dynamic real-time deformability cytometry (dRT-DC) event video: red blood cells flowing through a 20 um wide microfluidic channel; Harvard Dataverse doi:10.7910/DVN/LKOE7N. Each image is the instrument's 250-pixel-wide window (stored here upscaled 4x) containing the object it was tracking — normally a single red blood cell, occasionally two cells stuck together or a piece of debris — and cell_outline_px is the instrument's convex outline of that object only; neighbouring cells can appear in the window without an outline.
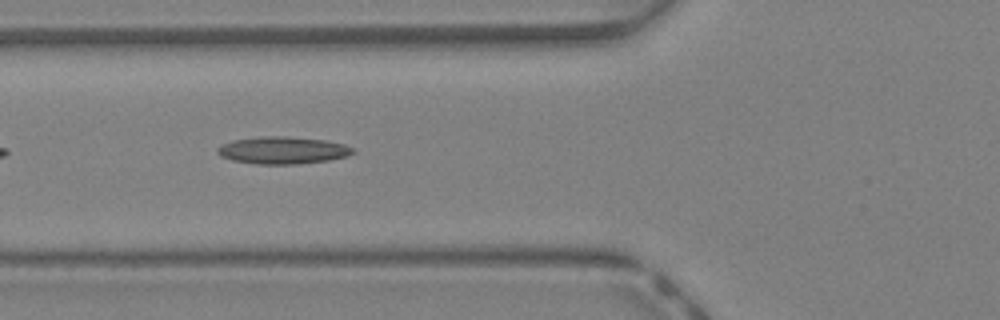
{"species": "Egyptian fruit bat (a non-hibernating species)", "species_latin": "Rousettus aegyptiacus", "temperature_condition": "warm", "stored_images_in_passage": 31, "camera_frame_rate_fps": 3000, "um_per_image_px": 0.085, "animal": {"sex": "female"}, "frame": {"image": 1, "passage_image": 4, "time_ms": 1.0, "image_size_px": [1000, 320], "cell_outline_px": [[356, 152], [348, 156], [328, 160], [296, 164], [256, 164], [232, 160], [220, 156], [216, 152], [216, 148], [232, 140], [260, 136], [288, 136], [324, 140], [344, 144], [352, 148]], "centroid_in_image_um": [24.02, 12.77], "position_along_channel_um": 101.8, "area_um2": 21.56}}
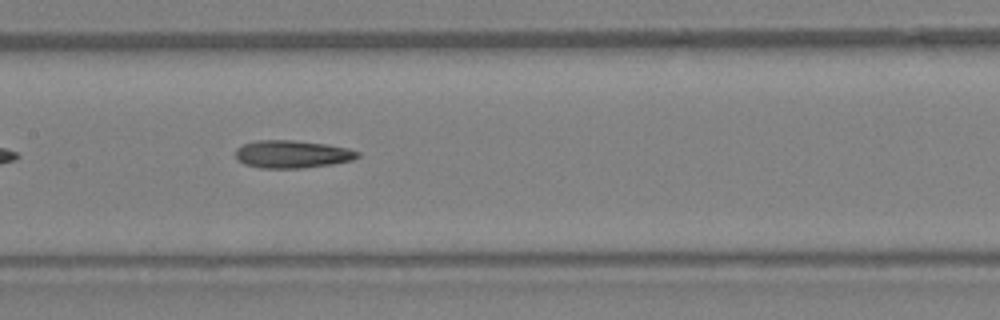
{"frame": {"image": 2, "passage_image": 9, "time_ms": 2.667, "image_size_px": [1000, 320], "cell_outline_px": [[360, 156], [352, 160], [332, 164], [304, 168], [260, 168], [244, 164], [236, 160], [236, 148], [244, 144], [260, 140], [292, 140], [324, 144], [348, 148], [360, 152]], "centroid_in_image_um": [24.83, 13.11], "position_along_channel_um": 182.6, "area_um2": 19.71}}
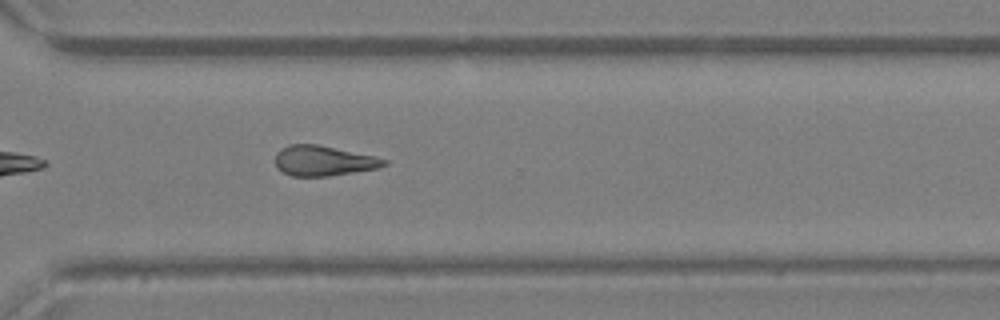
{"frame": {"image": 3, "passage_image": 19, "time_ms": 6.0, "image_size_px": [1000, 320], "cell_outline_px": [[388, 164], [380, 168], [328, 176], [292, 176], [276, 168], [276, 152], [280, 148], [288, 144], [316, 144], [376, 156], [388, 160]], "centroid_in_image_um": [27.51, 13.66], "position_along_channel_um": 343.1, "area_um2": 19.25}, "authors_computed_cell_mechanics": {"area_um2": 19.4208, "velocity_mm_per_s": 4.8237, "shape_relaxation_time_tau1_ms": null, "shape_relaxation_time_tau2_ms": 6.5324, "deformation_change_tau1": null, "deformation_change_tau2": 0.2193}}